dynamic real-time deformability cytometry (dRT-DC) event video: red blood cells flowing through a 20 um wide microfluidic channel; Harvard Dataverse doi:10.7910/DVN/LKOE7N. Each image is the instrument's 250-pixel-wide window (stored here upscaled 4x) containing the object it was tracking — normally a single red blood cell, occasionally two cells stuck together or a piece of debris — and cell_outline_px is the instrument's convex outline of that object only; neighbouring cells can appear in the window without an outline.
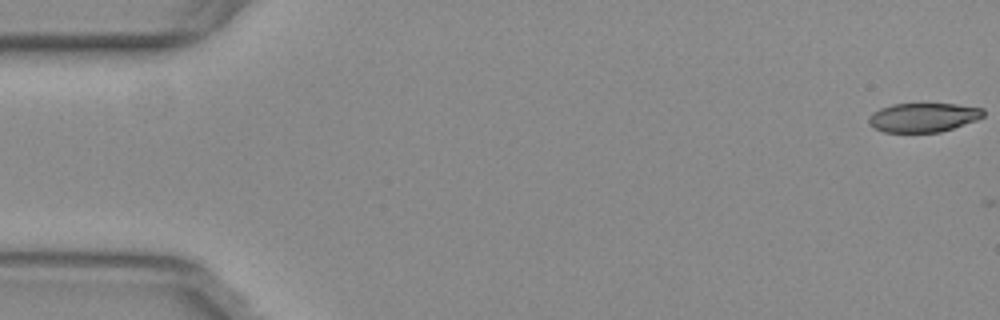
{"species": "common noctule bat (a hibernating species)", "species_latin": "Nyctalus noctula", "temperature_condition": "warm", "stored_images_in_passage": 5, "camera_frame_rate_fps": 3000, "um_per_image_px": 0.085, "animal": {"sex": "female", "body_mass_g": 29.2, "forearm_length_mm": 56.3}, "frame": {"image": 1, "passage_image": 1, "time_ms": 0.0, "image_size_px": [1000, 320], "cell_outline_px": [[984, 116], [976, 120], [940, 132], [884, 132], [872, 128], [868, 124], [868, 116], [872, 112], [880, 108], [892, 104], [956, 104], [984, 108]], "centroid_in_image_um": [78.43, 9.98], "position_along_channel_um": 6.6, "area_um2": 19.54}}